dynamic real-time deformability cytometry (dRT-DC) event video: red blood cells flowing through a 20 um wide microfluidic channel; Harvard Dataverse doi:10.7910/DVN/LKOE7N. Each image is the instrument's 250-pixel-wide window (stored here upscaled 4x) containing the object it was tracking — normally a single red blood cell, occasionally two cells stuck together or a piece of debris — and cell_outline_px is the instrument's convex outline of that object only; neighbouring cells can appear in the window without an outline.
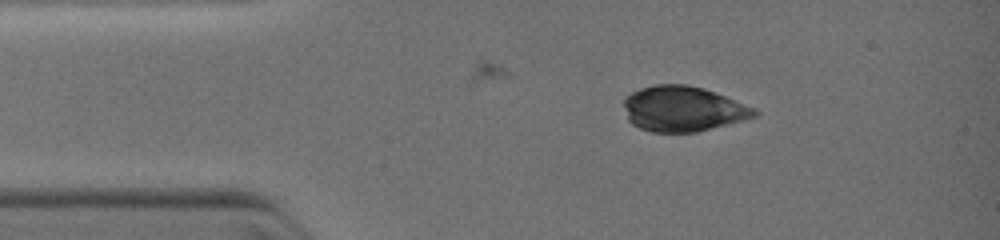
{"species": "common noctule bat (a hibernating species)", "species_latin": "Nyctalus noctula", "temperature_condition": "warm", "stored_images_in_passage": 2, "camera_frame_rate_fps": 3000, "um_per_image_px": 0.085, "animal": {"sex": "female", "body_mass_g": 19.0, "forearm_length_mm": 51.5}, "frame": {"image": 1, "passage_image": 1, "time_ms": 0.0, "image_size_px": [1000, 240], "cell_outline_px": [[760, 112], [756, 116], [696, 132], [652, 132], [640, 128], [632, 124], [628, 120], [624, 104], [624, 96], [640, 88], [656, 84], [688, 84], [704, 88], [756, 108]], "centroid_in_image_um": [58.03, 9.24], "position_along_channel_um": 27.0, "area_um2": 34.39}}